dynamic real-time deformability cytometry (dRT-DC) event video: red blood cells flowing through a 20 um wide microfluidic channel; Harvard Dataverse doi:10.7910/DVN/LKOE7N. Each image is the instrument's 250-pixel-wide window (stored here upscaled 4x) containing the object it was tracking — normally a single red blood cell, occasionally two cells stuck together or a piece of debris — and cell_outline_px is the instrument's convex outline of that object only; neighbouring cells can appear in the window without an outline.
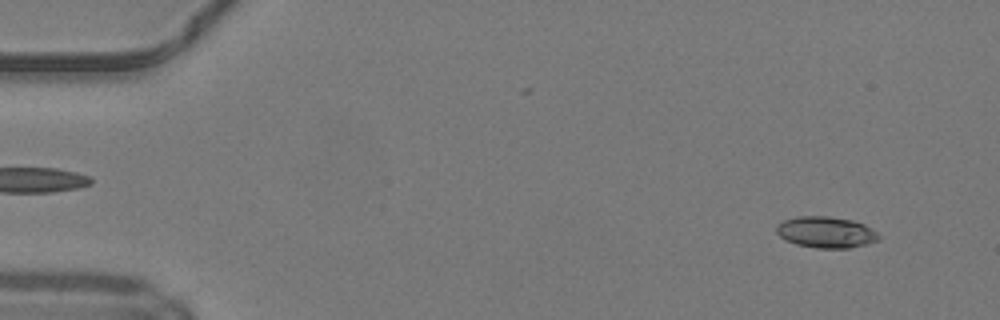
{"species": "common noctule bat (a hibernating species)", "species_latin": "Nyctalus noctula", "temperature_condition": "warm", "stored_images_in_passage": 50, "camera_frame_rate_fps": 3000, "um_per_image_px": 0.085, "animal": {"sex": "male", "body_mass_g": 19.2, "forearm_length_mm": 51.8}, "frame": {"image": 1, "passage_image": 4, "time_ms": 1.0, "image_size_px": [1000, 320], "cell_outline_px": [[880, 240], [848, 248], [816, 248], [796, 244], [780, 236], [776, 232], [776, 228], [784, 220], [796, 216], [828, 216], [852, 220], [864, 224], [872, 228], [880, 236]], "centroid_in_image_um": [70.23, 19.73], "position_along_channel_um": 14.8, "area_um2": 18.5}}
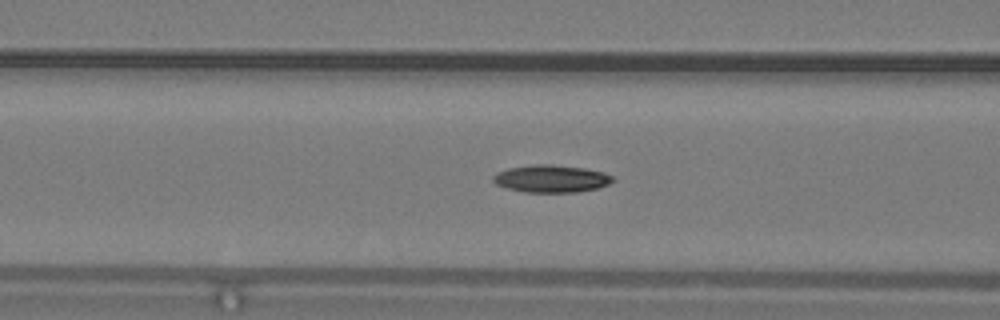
{"frame": {"image": 2, "passage_image": 20, "time_ms": 6.333, "image_size_px": [1000, 320], "cell_outline_px": [[616, 180], [608, 184], [596, 188], [576, 192], [524, 192], [508, 188], [496, 184], [492, 180], [492, 176], [496, 172], [508, 168], [536, 164], [548, 164], [584, 168], [600, 172], [612, 176]], "centroid_in_image_um": [46.81, 15.19], "position_along_channel_um": 119.8, "area_um2": 18.96}}
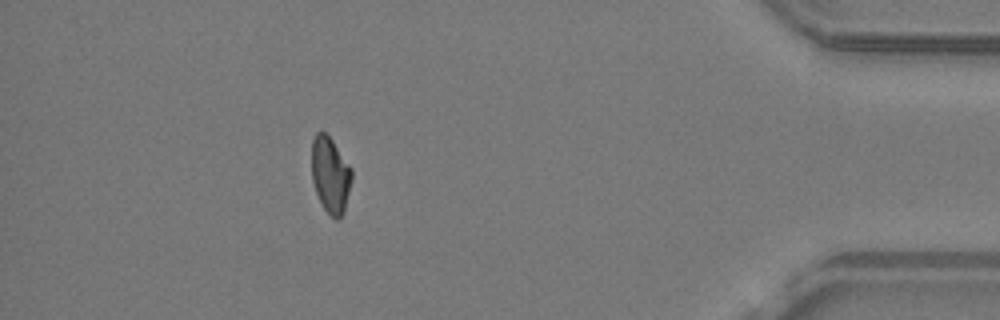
{"frame": {"image": 3, "passage_image": 44, "time_ms": 14.333, "image_size_px": [1000, 320], "cell_outline_px": [[352, 180], [344, 212], [336, 220], [324, 208], [316, 192], [312, 180], [312, 140], [316, 132], [324, 132], [332, 140], [352, 168]], "centroid_in_image_um": [28.09, 14.85], "position_along_channel_um": 407.1, "area_um2": 17.63}}